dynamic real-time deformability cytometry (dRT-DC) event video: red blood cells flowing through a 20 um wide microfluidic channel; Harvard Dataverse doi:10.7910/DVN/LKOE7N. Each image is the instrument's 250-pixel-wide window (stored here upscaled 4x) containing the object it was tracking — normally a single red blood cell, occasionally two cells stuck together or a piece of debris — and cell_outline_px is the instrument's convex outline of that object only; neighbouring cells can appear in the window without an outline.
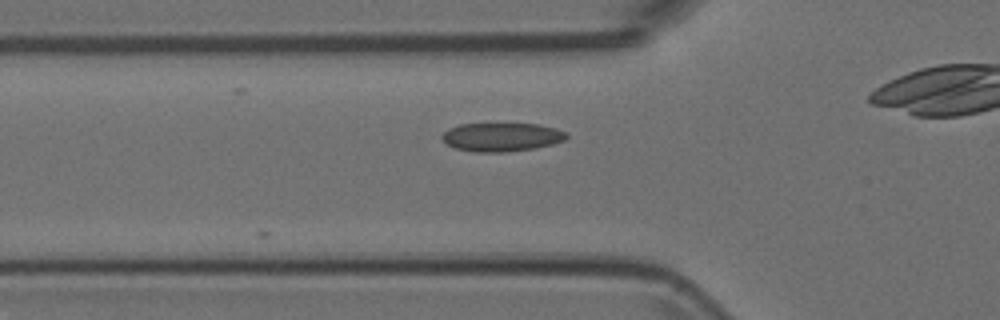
{"species": "Egyptian fruit bat (a non-hibernating species)", "species_latin": "Rousettus aegyptiacus", "temperature_condition": "room temperature", "stored_images_in_passage": 10, "camera_frame_rate_fps": 3000, "um_per_image_px": 0.085, "animal": {"sex": "female"}, "frame": {"image": 1, "passage_image": 10, "time_ms": 3.0, "image_size_px": [1000, 320], "cell_outline_px": [[568, 136], [564, 140], [552, 144], [532, 148], [504, 152], [476, 152], [456, 148], [448, 144], [440, 136], [448, 128], [460, 124], [540, 124], [556, 128], [568, 132]], "centroid_in_image_um": [42.65, 11.64], "position_along_channel_um": 83.1, "area_um2": 20.63}}